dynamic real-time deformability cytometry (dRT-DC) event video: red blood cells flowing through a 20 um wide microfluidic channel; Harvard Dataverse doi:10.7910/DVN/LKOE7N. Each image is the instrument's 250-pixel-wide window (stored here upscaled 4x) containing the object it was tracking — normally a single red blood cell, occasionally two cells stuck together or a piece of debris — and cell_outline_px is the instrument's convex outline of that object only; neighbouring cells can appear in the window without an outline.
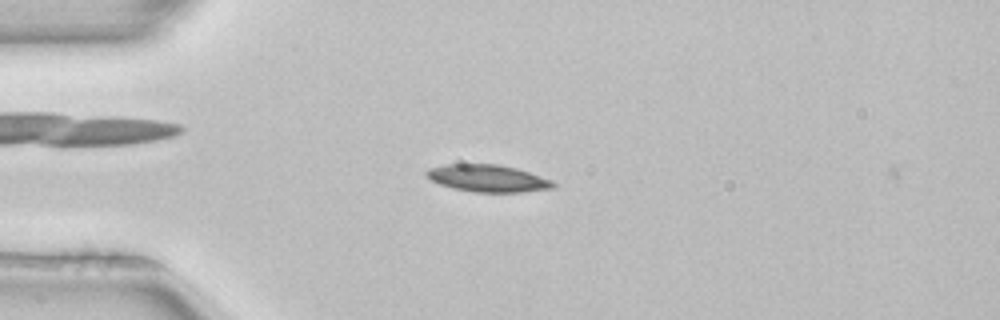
{"species": "common noctule bat (a hibernating species)", "species_latin": "Nyctalus noctula", "temperature_condition": "room temperature", "stored_images_in_passage": 2, "camera_frame_rate_fps": 3000, "um_per_image_px": 0.085, "animal": {"sex": "female", "body_mass_g": 22.7, "forearm_length_mm": 54.2}, "frame": {"image": 1, "passage_image": 1, "time_ms": 0.0, "image_size_px": [1000, 320], "cell_outline_px": [[556, 184], [552, 188], [520, 192], [472, 192], [452, 188], [440, 184], [432, 180], [424, 172], [432, 168], [448, 164], [500, 164], [516, 168], [552, 180]], "centroid_in_image_um": [41.47, 15.16], "position_along_channel_um": 43.5, "area_um2": 19.83}}